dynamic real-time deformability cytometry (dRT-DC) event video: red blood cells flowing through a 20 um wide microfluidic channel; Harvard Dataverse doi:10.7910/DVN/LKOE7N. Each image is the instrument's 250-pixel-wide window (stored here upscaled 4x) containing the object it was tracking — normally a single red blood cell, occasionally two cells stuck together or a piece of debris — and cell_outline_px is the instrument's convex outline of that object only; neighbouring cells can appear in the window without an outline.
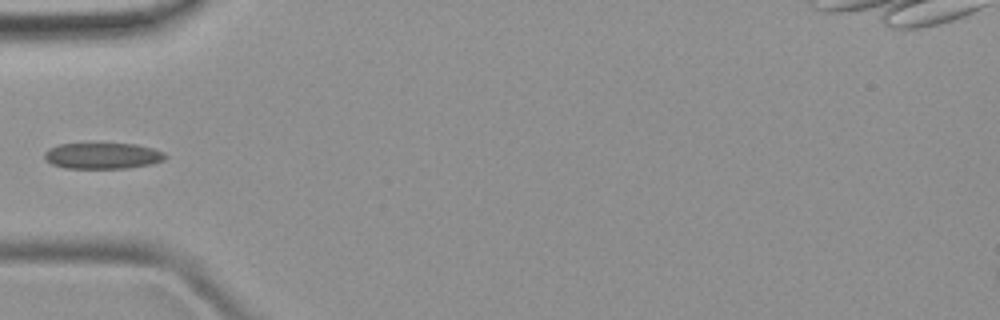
{"species": "common noctule bat (a hibernating species)", "species_latin": "Nyctalus noctula", "temperature_condition": "room temperature", "stored_images_in_passage": 7, "camera_frame_rate_fps": 3000, "um_per_image_px": 0.085, "animal": {"sex": "female", "body_mass_g": 19.9}, "frame": {"image": 1, "passage_image": 5, "time_ms": 5.333, "image_size_px": [1000, 320], "cell_outline_px": [[168, 156], [164, 160], [152, 164], [128, 168], [64, 168], [52, 164], [44, 160], [44, 152], [48, 148], [60, 144], [136, 144], [152, 148], [164, 152]], "centroid_in_image_um": [8.72, 13.25], "position_along_channel_um": 76.3, "area_um2": 18.44}}
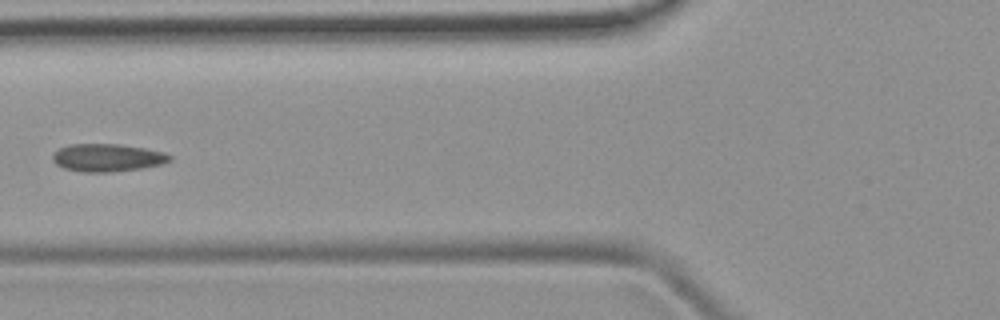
{"frame": {"image": 2, "passage_image": 6, "time_ms": 6.333, "image_size_px": [1000, 320], "cell_outline_px": [[172, 160], [160, 164], [140, 168], [112, 172], [84, 172], [64, 168], [56, 164], [52, 160], [52, 156], [60, 148], [68, 144], [120, 144], [144, 148], [164, 152], [172, 156]], "centroid_in_image_um": [9.12, 13.4], "position_along_channel_um": 116.7, "area_um2": 18.84}}
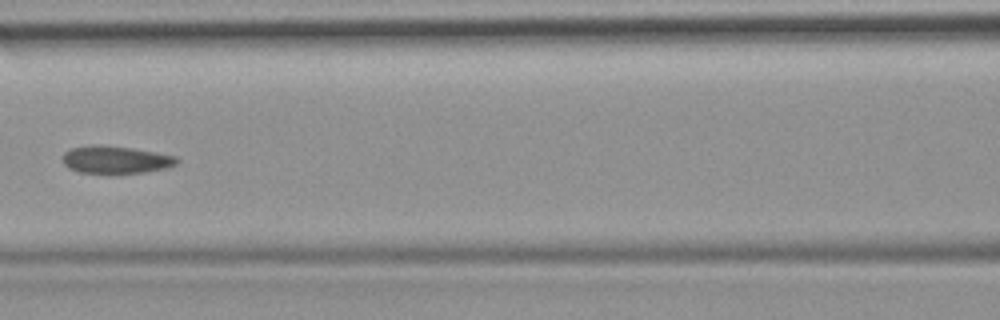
{"frame": {"image": 3, "passage_image": 7, "time_ms": 7.333, "image_size_px": [1000, 320], "cell_outline_px": [[180, 160], [176, 164], [168, 168], [144, 172], [80, 172], [68, 168], [64, 164], [60, 156], [64, 152], [72, 148], [92, 144], [132, 148], [156, 152], [176, 156]], "centroid_in_image_um": [9.82, 13.56], "position_along_channel_um": 156.8, "area_um2": 18.21}}